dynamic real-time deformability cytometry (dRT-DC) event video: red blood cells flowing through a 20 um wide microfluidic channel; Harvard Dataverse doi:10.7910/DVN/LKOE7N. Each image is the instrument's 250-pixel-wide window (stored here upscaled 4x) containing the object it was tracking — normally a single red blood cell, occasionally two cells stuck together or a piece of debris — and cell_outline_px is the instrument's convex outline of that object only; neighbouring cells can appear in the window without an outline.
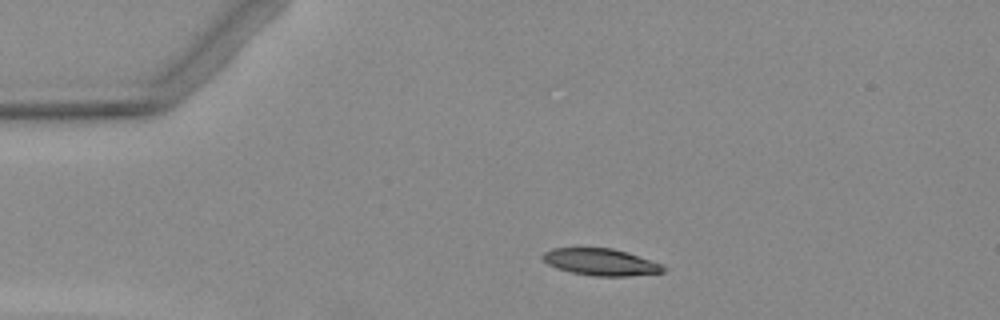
{"species": "Egyptian fruit bat (a non-hibernating species)", "species_latin": "Rousettus aegyptiacus", "temperature_condition": "warm", "stored_images_in_passage": 3, "camera_frame_rate_fps": 3000, "um_per_image_px": 0.085, "animal": {"sex": "female"}, "frame": {"image": 1, "passage_image": 2, "time_ms": 1.333, "image_size_px": [1000, 320], "cell_outline_px": [[668, 268], [664, 272], [628, 276], [592, 276], [572, 272], [556, 268], [548, 264], [540, 256], [544, 252], [552, 248], [612, 248], [660, 264]], "centroid_in_image_um": [51.02, 22.28], "position_along_channel_um": 34.0, "area_um2": 18.61}}